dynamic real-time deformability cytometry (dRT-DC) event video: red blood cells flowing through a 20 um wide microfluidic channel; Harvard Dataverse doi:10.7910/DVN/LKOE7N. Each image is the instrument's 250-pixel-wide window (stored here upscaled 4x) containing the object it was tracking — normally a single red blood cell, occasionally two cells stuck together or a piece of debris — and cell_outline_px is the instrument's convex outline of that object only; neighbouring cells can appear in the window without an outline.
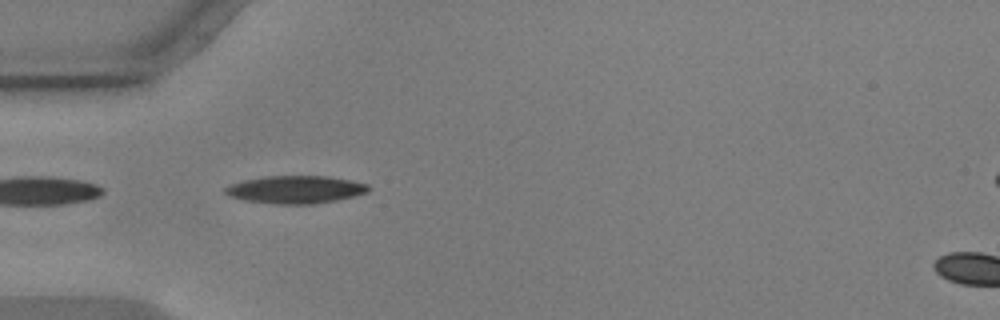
{"species": "common noctule bat (a hibernating species)", "species_latin": "Nyctalus noctula", "temperature_condition": "warm", "stored_images_in_passage": 18, "camera_frame_rate_fps": 3000, "um_per_image_px": 0.085, "animal": {"sex": "male", "body_mass_g": 17.9, "forearm_length_mm": 54.2}, "frame": {"image": 1, "passage_image": 1, "time_ms": 0.0, "image_size_px": [1000, 320], "cell_outline_px": [[372, 188], [368, 192], [336, 200], [312, 204], [276, 204], [244, 200], [228, 196], [224, 192], [224, 188], [232, 184], [244, 180], [264, 176], [328, 176], [352, 180], [368, 184]], "centroid_in_image_um": [25.13, 16.11], "position_along_channel_um": 59.9, "area_um2": 23.18}}
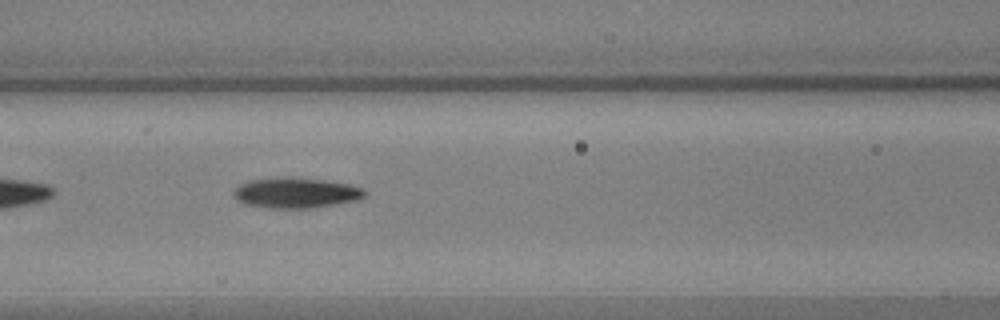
{"frame": {"image": 2, "passage_image": 8, "time_ms": 2.333, "image_size_px": [1000, 320], "cell_outline_px": [[368, 192], [364, 196], [356, 200], [336, 204], [308, 208], [268, 208], [244, 204], [236, 200], [232, 196], [232, 192], [240, 184], [248, 180], [284, 176], [296, 176], [324, 180], [348, 184], [364, 188]], "centroid_in_image_um": [25.11, 16.37], "position_along_channel_um": 141.5, "area_um2": 23.64}}
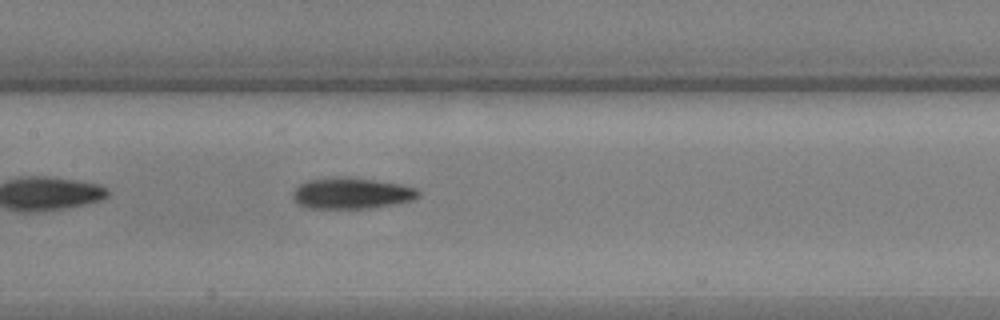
{"frame": {"image": 3, "passage_image": 11, "time_ms": 3.333, "image_size_px": [1000, 320], "cell_outline_px": [[420, 196], [412, 200], [392, 204], [368, 208], [308, 208], [300, 204], [292, 196], [292, 192], [300, 184], [308, 180], [332, 176], [352, 176], [400, 184], [416, 188], [420, 192]], "centroid_in_image_um": [29.88, 16.4], "position_along_channel_um": 177.5, "area_um2": 22.89}}